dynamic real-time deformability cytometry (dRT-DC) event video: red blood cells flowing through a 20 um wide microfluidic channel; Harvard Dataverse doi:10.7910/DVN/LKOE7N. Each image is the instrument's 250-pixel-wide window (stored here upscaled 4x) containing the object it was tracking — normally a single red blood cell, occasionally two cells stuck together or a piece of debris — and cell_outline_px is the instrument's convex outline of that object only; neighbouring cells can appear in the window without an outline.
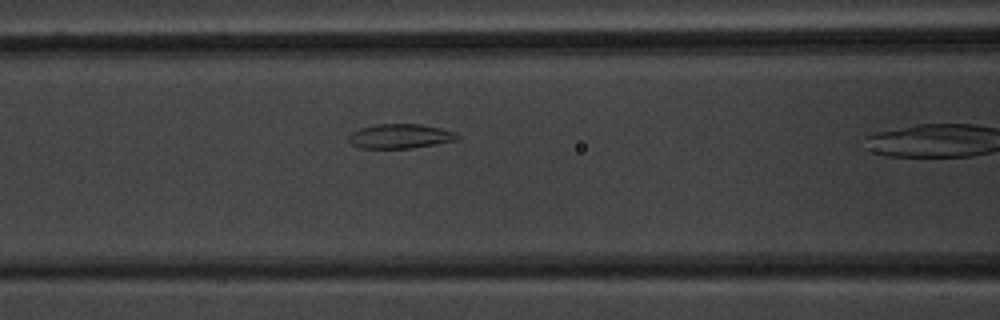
{"species": "common noctule bat (a hibernating species)", "species_latin": "Nyctalus noctula", "temperature_condition": "warm", "stored_images_in_passage": 9, "camera_frame_rate_fps": 3000, "um_per_image_px": 0.085, "animal": {"sex": "male", "body_mass_g": 20.1, "forearm_length_mm": 53.5}, "frame": {"image": 1, "passage_image": 8, "time_ms": 2.333, "image_size_px": [1000, 320], "cell_outline_px": [[460, 140], [412, 148], [360, 148], [352, 144], [348, 140], [348, 136], [352, 132], [360, 128], [376, 124], [420, 124], [440, 128], [456, 132], [460, 136]], "centroid_in_image_um": [34.04, 11.58], "position_along_channel_um": 132.6, "area_um2": 15.61}}